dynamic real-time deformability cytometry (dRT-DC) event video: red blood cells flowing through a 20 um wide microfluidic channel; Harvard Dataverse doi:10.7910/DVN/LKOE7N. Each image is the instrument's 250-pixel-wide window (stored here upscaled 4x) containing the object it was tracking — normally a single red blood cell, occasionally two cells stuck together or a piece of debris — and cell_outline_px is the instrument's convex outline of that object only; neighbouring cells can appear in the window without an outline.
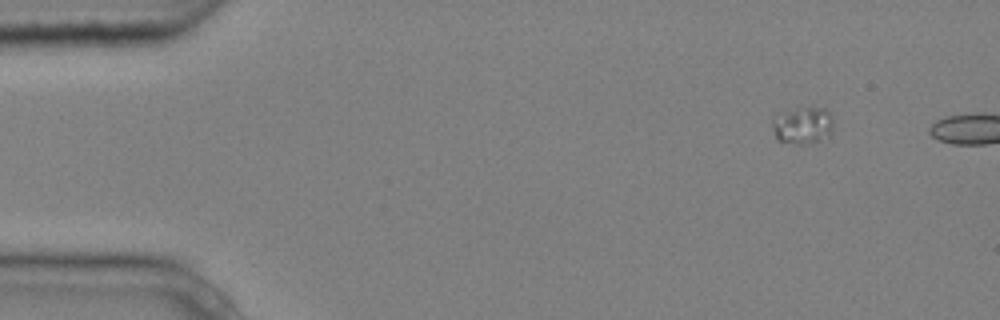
{"species": "common noctule bat (a hibernating species)", "species_latin": "Nyctalus noctula", "temperature_condition": "cold", "stored_images_in_passage": 6, "camera_frame_rate_fps": 3000, "um_per_image_px": 0.085, "animal": {"sex": "male", "body_mass_g": 20.4}, "frame": {"image": 1, "passage_image": 6, "time_ms": 1.667, "image_size_px": [1000, 320], "cell_outline_px": [[832, 132], [828, 136], [816, 140], [800, 144], [776, 140], [772, 124], [772, 120], [788, 112], [804, 108], [824, 108], [832, 116]], "centroid_in_image_um": [68.25, 10.68], "position_along_channel_um": 16.7, "area_um2": 12.48}}